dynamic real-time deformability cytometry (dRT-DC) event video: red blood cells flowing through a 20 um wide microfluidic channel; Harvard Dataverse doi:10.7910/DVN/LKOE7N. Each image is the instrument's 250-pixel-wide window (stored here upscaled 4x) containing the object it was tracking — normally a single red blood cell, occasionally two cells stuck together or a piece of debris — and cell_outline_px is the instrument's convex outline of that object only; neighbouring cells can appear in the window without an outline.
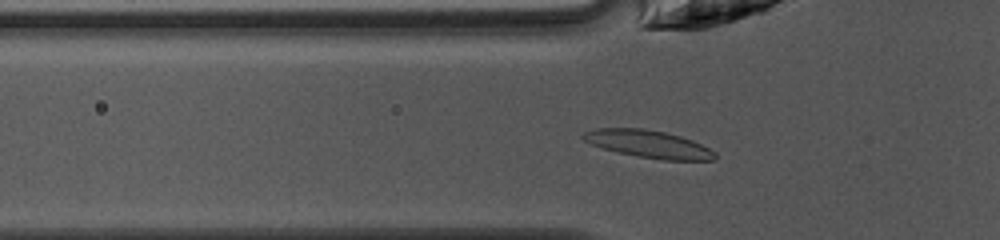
{"species": "common noctule bat (a hibernating species)", "species_latin": "Nyctalus noctula", "temperature_condition": "warm", "stored_images_in_passage": 48, "camera_frame_rate_fps": 3000, "um_per_image_px": 0.085, "animal": {"sex": "female", "body_mass_g": 10.0, "forearm_length_mm": 53.1}, "frame": {"image": 1, "passage_image": 16, "time_ms": 5.0, "image_size_px": [1000, 240], "cell_outline_px": [[716, 160], [664, 160], [640, 156], [620, 152], [604, 148], [592, 144], [584, 140], [580, 136], [584, 132], [596, 128], [644, 128], [664, 132], [680, 136], [692, 140], [716, 152]], "centroid_in_image_um": [55.14, 12.23], "position_along_channel_um": 70.7, "area_um2": 20.87}}
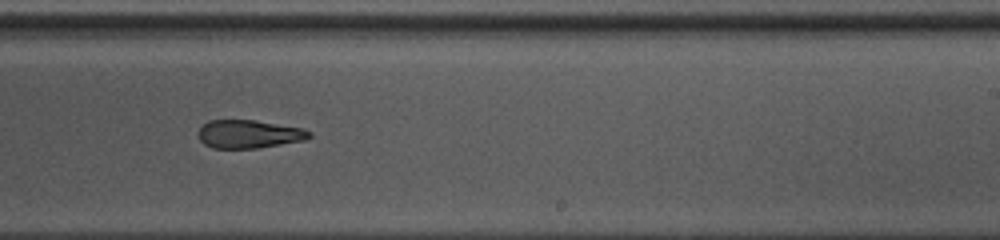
{"frame": {"image": 2, "passage_image": 30, "time_ms": 9.667, "image_size_px": [1000, 240], "cell_outline_px": [[312, 136], [304, 140], [256, 148], [212, 148], [204, 144], [200, 140], [196, 132], [200, 124], [208, 120], [252, 120], [304, 128], [312, 132]], "centroid_in_image_um": [21.1, 11.39], "position_along_channel_um": 267.9, "area_um2": 18.44}}
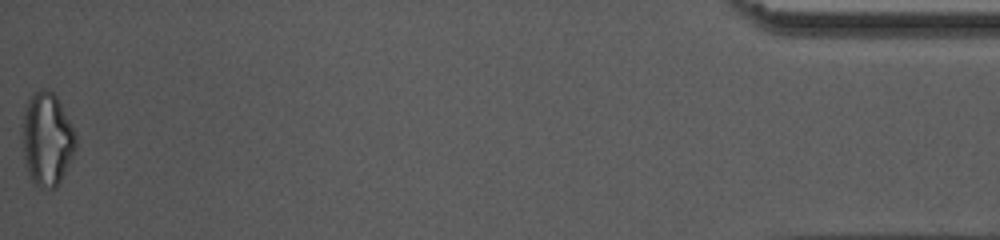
{"frame": {"image": 3, "passage_image": 48, "time_ms": 15.667, "image_size_px": [1000, 240], "cell_outline_px": [[76, 148], [56, 188], [40, 188], [32, 184], [24, 160], [24, 116], [28, 100], [40, 88], [48, 88], [56, 96], [76, 132]], "centroid_in_image_um": [4.01, 11.85], "position_along_channel_um": 431.2, "area_um2": 28.55}, "authors_computed_cell_mechanics": {"area_um2": 19.941, "velocity_mm_per_s": 4.208, "shape_relaxation_time_tau1_ms": 7.8562, "shape_relaxation_time_tau2_ms": 2.3725, "deformation_change_tau1": 0.2059, "deformation_change_tau2": 0.1208}}